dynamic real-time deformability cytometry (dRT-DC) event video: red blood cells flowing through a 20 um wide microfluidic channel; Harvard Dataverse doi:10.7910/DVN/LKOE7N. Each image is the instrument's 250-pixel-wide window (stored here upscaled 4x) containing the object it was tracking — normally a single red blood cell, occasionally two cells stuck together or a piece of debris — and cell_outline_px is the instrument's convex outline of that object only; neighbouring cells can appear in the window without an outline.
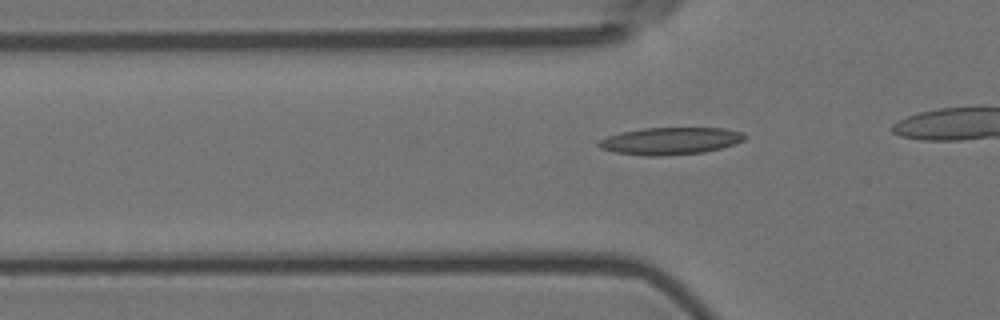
{"species": "Egyptian fruit bat (a non-hibernating species)", "species_latin": "Rousettus aegyptiacus", "temperature_condition": "room temperature", "stored_images_in_passage": 32, "camera_frame_rate_fps": 3000, "um_per_image_px": 0.085, "animal": {"sex": "female"}, "frame": {"image": 1, "passage_image": 5, "time_ms": 1.333, "image_size_px": [1000, 320], "cell_outline_px": [[744, 140], [736, 144], [704, 152], [664, 156], [644, 156], [616, 152], [600, 148], [596, 144], [600, 140], [608, 136], [620, 132], [644, 128], [724, 128], [740, 132], [744, 136]], "centroid_in_image_um": [56.95, 11.98], "position_along_channel_um": 68.8, "area_um2": 23.06}}
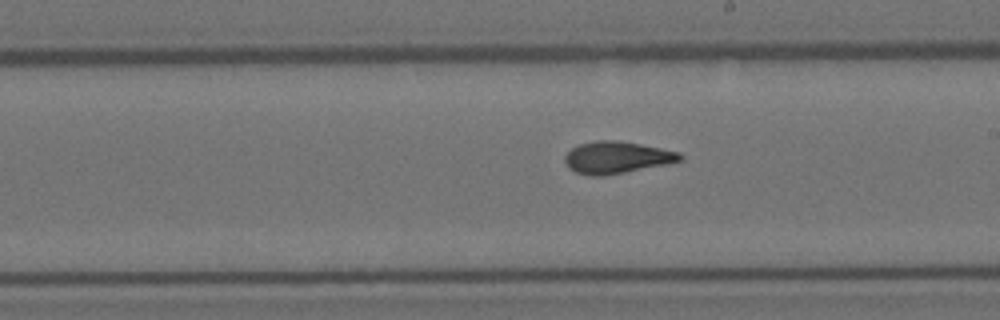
{"frame": {"image": 2, "passage_image": 19, "time_ms": 6.0, "image_size_px": [1000, 320], "cell_outline_px": [[684, 156], [680, 160], [664, 164], [604, 176], [588, 176], [576, 172], [568, 168], [564, 160], [564, 156], [572, 148], [580, 144], [596, 140], [616, 140], [640, 144], [680, 152]], "centroid_in_image_um": [52.37, 13.38], "position_along_channel_um": 236.6, "area_um2": 21.27}}
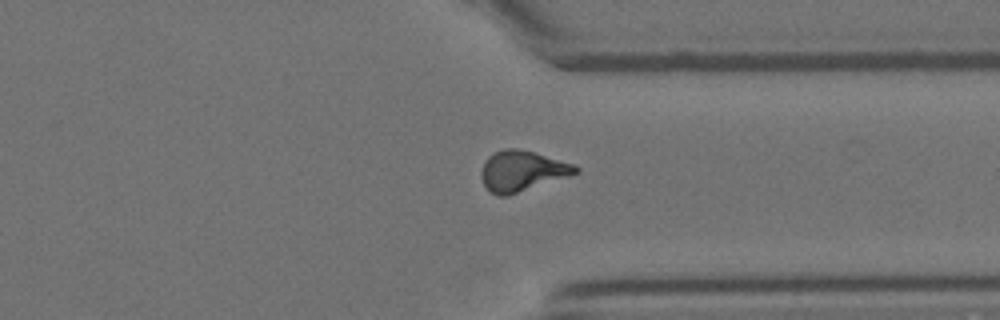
{"frame": {"image": 3, "passage_image": 30, "time_ms": 9.667, "image_size_px": [1000, 320], "cell_outline_px": [[580, 172], [508, 196], [500, 196], [488, 192], [480, 176], [480, 172], [488, 156], [504, 148], [516, 148], [532, 152], [572, 164], [580, 168]], "centroid_in_image_um": [44.33, 14.55], "position_along_channel_um": 367.1, "area_um2": 22.02}}